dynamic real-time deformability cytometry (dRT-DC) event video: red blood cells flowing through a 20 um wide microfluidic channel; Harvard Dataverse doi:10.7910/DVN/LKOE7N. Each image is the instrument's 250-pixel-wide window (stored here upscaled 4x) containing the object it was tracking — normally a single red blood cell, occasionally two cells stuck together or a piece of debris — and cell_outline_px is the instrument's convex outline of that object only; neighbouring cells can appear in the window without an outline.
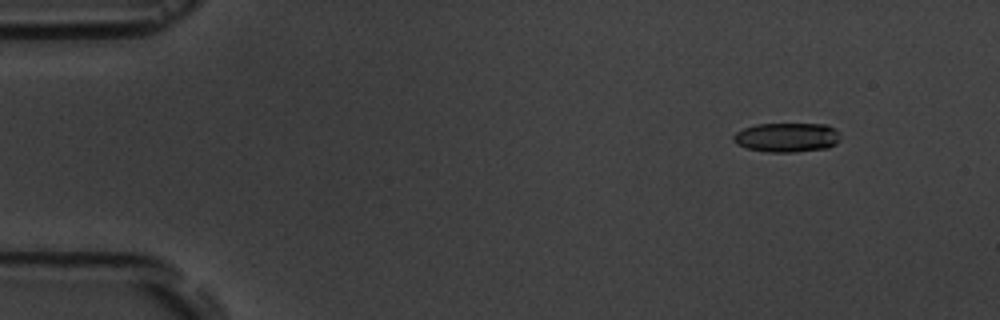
{"species": "common noctule bat (a hibernating species)", "species_latin": "Nyctalus noctula", "temperature_condition": "room temperature", "stored_images_in_passage": 4, "camera_frame_rate_fps": 3000, "um_per_image_px": 0.085, "animal": {"sex": "male", "body_mass_g": 19.5, "forearm_length_mm": 54.6}, "frame": {"image": 1, "passage_image": 1, "time_ms": 0.0, "image_size_px": [1000, 320], "cell_outline_px": [[840, 140], [836, 144], [828, 148], [792, 152], [768, 152], [748, 148], [736, 144], [732, 140], [732, 136], [736, 132], [744, 128], [756, 124], [828, 124], [836, 128], [840, 132]], "centroid_in_image_um": [66.92, 11.67], "position_along_channel_um": 18.1, "area_um2": 18.5}}
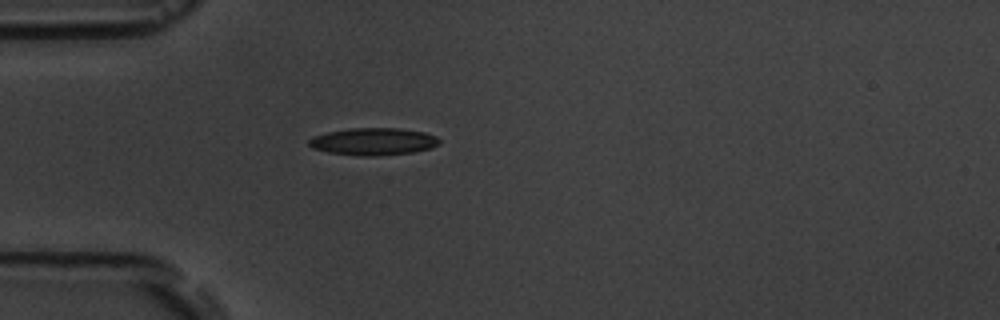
{"frame": {"image": 2, "passage_image": 4, "time_ms": 3.333, "image_size_px": [1000, 320], "cell_outline_px": [[440, 144], [432, 148], [412, 152], [372, 156], [360, 156], [328, 152], [312, 148], [308, 144], [308, 140], [312, 136], [328, 132], [352, 128], [400, 128], [424, 132], [436, 136], [440, 140]], "centroid_in_image_um": [31.74, 12.03], "position_along_channel_um": 53.3, "area_um2": 20.75}}